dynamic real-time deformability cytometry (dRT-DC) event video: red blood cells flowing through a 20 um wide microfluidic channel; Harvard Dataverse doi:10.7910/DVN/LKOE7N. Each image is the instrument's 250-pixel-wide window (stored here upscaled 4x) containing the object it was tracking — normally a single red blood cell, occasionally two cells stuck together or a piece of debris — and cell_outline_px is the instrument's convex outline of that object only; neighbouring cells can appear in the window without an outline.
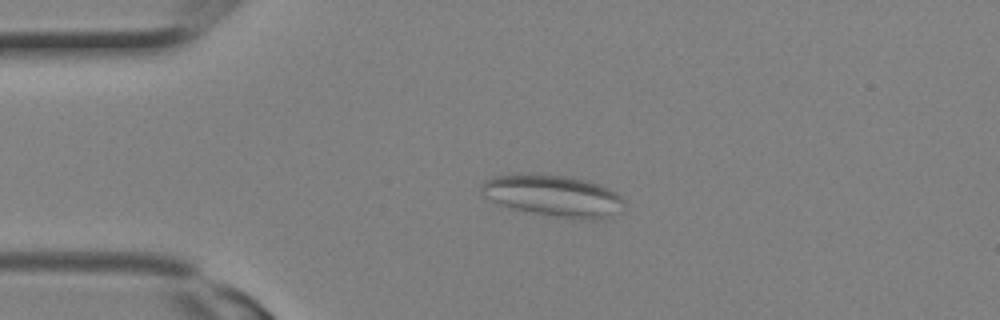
{"species": "Egyptian fruit bat (a non-hibernating species)", "species_latin": "Rousettus aegyptiacus", "temperature_condition": "room temperature", "stored_images_in_passage": 1, "camera_frame_rate_fps": 3000, "um_per_image_px": 0.085, "animal": {"sex": "female"}, "frame": {"image": 1, "passage_image": 1, "time_ms": 0.0, "image_size_px": [1000, 320], "cell_outline_px": [[624, 200], [620, 212], [604, 220], [584, 220], [556, 216], [532, 212], [500, 204], [484, 196], [480, 192], [480, 184], [484, 180], [492, 176], [528, 172], [540, 172], [572, 176], [588, 180], [600, 184], [616, 192]], "centroid_in_image_um": [47.04, 16.6], "position_along_channel_um": 38.0, "area_um2": 35.37}}